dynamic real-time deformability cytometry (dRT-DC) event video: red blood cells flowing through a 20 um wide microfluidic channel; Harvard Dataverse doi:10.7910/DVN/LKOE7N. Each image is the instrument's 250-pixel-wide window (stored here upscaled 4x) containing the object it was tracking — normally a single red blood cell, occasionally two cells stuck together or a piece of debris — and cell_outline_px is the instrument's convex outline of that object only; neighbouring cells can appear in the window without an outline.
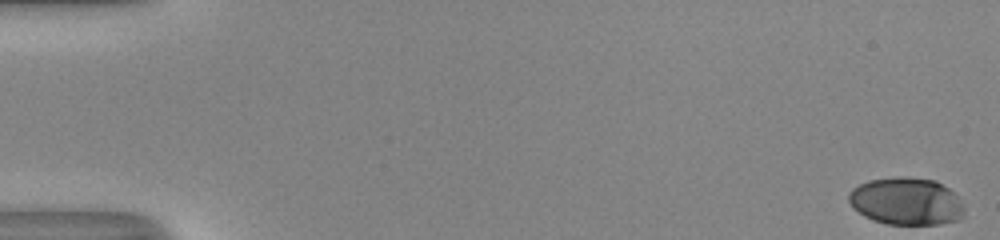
{"species": "human", "species_latin": "Homo sapiens", "temperature_condition": "room temperature", "stored_images_in_passage": 53, "camera_frame_rate_fps": 3000, "um_per_image_px": 0.085, "donor": {"sex": "male"}, "frame": {"image": 1, "passage_image": 1, "time_ms": 0.0, "image_size_px": [1000, 240], "cell_outline_px": [[964, 212], [960, 220], [940, 224], [884, 224], [872, 220], [864, 216], [852, 208], [848, 200], [848, 192], [852, 188], [868, 180], [896, 176], [908, 176], [936, 180], [948, 188], [956, 196], [964, 208]], "centroid_in_image_um": [77.0, 17.1], "position_along_channel_um": 8.0, "area_um2": 32.31}}
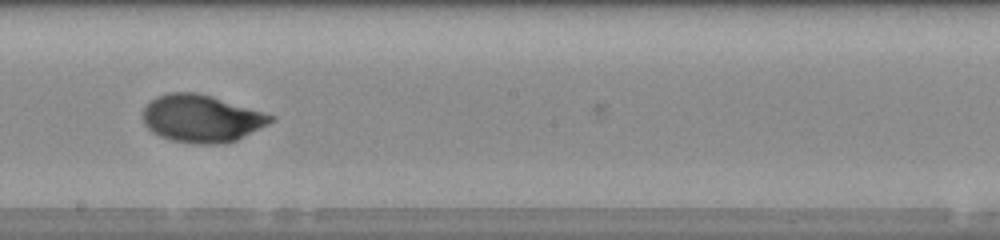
{"frame": {"image": 2, "passage_image": 31, "time_ms": 10.0, "image_size_px": [1000, 240], "cell_outline_px": [[276, 120], [236, 140], [224, 144], [196, 144], [172, 140], [160, 136], [152, 132], [144, 124], [144, 108], [156, 96], [168, 92], [196, 92], [212, 96], [276, 116]], "centroid_in_image_um": [17.14, 10.07], "position_along_channel_um": 231.1, "area_um2": 35.26}}
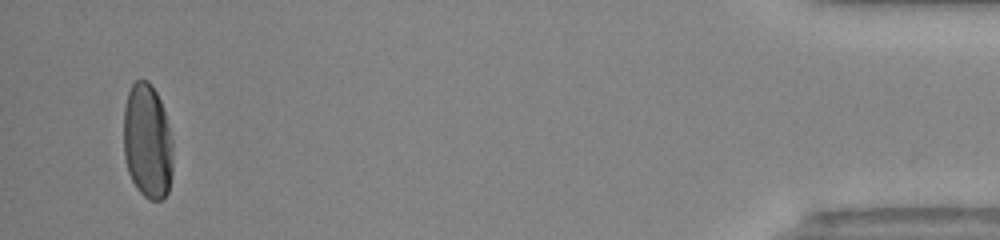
{"frame": {"image": 3, "passage_image": 51, "time_ms": 16.667, "image_size_px": [1000, 240], "cell_outline_px": [[172, 172], [168, 192], [160, 200], [148, 200], [136, 188], [128, 172], [124, 156], [124, 108], [128, 92], [132, 84], [136, 80], [148, 80], [156, 92], [160, 100], [168, 124], [172, 140]], "centroid_in_image_um": [12.52, 12.03], "position_along_channel_um": 422.7, "area_um2": 33.12}, "authors_computed_cell_mechanics": {"area_um2": 33.524, "velocity_mm_per_s": 4.0652, "shape_relaxation_time_tau1_ms": 3.776, "shape_relaxation_time_tau2_ms": null, "deformation_change_tau1": 0.1728, "deformation_change_tau2": null}}